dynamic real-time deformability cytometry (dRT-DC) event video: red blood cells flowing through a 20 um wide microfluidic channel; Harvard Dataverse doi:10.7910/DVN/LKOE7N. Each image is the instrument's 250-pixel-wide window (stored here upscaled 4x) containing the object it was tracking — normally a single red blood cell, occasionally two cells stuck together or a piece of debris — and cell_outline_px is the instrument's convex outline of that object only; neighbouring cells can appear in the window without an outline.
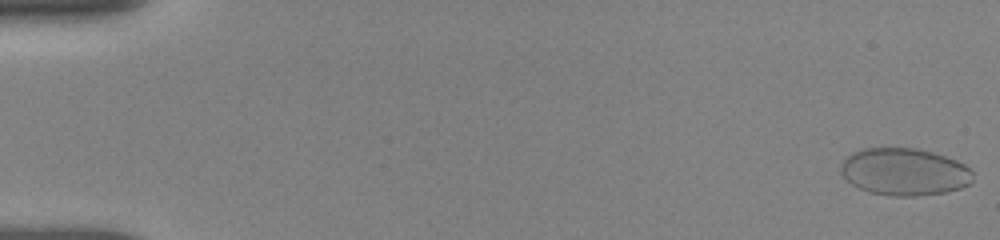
{"species": "human", "species_latin": "Homo sapiens", "temperature_condition": "room temperature", "stored_images_in_passage": 18, "camera_frame_rate_fps": 3000, "um_per_image_px": 0.085, "donor": {"sex": "female"}, "frame": {"image": 1, "passage_image": 1, "time_ms": 0.0, "image_size_px": [1000, 240], "cell_outline_px": [[972, 180], [968, 184], [960, 188], [944, 192], [916, 196], [888, 196], [868, 192], [852, 184], [840, 172], [840, 168], [844, 160], [852, 152], [864, 148], [916, 148], [932, 152], [956, 160], [964, 164], [972, 172]], "centroid_in_image_um": [76.85, 14.6], "position_along_channel_um": 8.1, "area_um2": 36.24}}
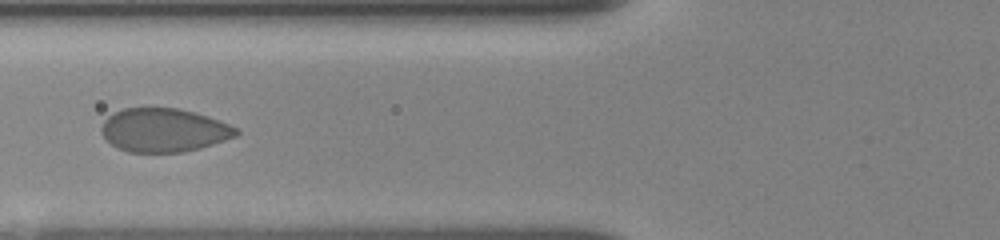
{"frame": {"image": 2, "passage_image": 13, "time_ms": 6.667, "image_size_px": [1000, 240], "cell_outline_px": [[240, 132], [236, 136], [200, 148], [184, 152], [128, 152], [112, 144], [100, 132], [100, 128], [104, 120], [112, 112], [124, 108], [180, 108], [208, 116], [228, 124], [236, 128]], "centroid_in_image_um": [13.91, 11.05], "position_along_channel_um": 111.9, "area_um2": 34.16}}
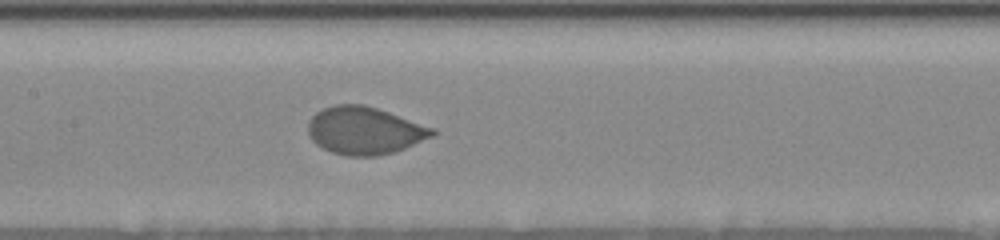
{"frame": {"image": 3, "passage_image": 16, "time_ms": 8.333, "image_size_px": [1000, 240], "cell_outline_px": [[440, 132], [432, 136], [404, 148], [392, 152], [376, 156], [348, 156], [332, 152], [316, 144], [312, 140], [308, 132], [308, 124], [312, 116], [316, 112], [324, 108], [336, 104], [364, 104], [436, 128]], "centroid_in_image_um": [31.0, 11.09], "position_along_channel_um": 176.4, "area_um2": 34.33}}